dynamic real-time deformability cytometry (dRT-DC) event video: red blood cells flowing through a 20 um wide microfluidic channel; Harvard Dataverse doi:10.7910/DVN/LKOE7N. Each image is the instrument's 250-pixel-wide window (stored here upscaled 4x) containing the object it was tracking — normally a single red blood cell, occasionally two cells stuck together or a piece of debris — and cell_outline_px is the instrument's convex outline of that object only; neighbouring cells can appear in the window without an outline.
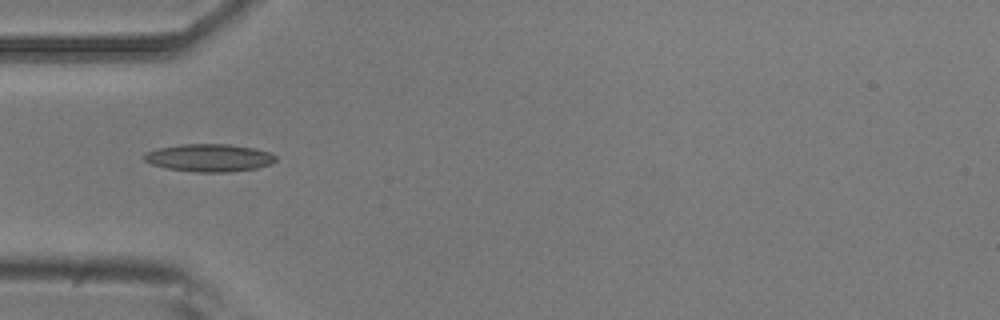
{"species": "common noctule bat (a hibernating species)", "species_latin": "Nyctalus noctula", "temperature_condition": "room temperature", "stored_images_in_passage": 2, "camera_frame_rate_fps": 3000, "um_per_image_px": 0.085, "animal": {"sex": "male", "body_mass_g": 20.5, "forearm_length_mm": 52.5}, "frame": {"image": 1, "passage_image": 1, "time_ms": 0.0, "image_size_px": [1000, 320], "cell_outline_px": [[276, 160], [268, 164], [256, 168], [232, 172], [192, 172], [168, 168], [152, 164], [144, 160], [144, 156], [148, 152], [160, 148], [180, 144], [228, 144], [256, 148], [268, 152], [276, 156]], "centroid_in_image_um": [17.8, 13.41], "position_along_channel_um": 67.2, "area_um2": 21.04}}
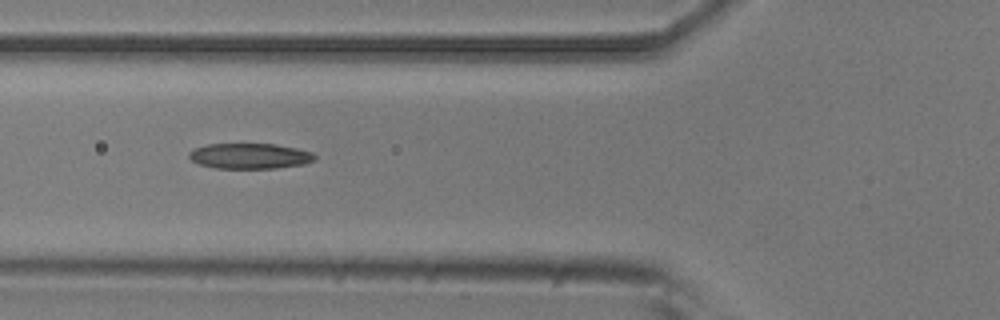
{"frame": {"image": 2, "passage_image": 2, "time_ms": 1.0, "image_size_px": [1000, 320], "cell_outline_px": [[316, 160], [304, 164], [276, 168], [216, 168], [200, 164], [192, 160], [188, 156], [188, 152], [192, 148], [208, 144], [276, 144], [296, 148], [312, 152], [316, 156]], "centroid_in_image_um": [21.23, 13.25], "position_along_channel_um": 104.6, "area_um2": 18.73}}